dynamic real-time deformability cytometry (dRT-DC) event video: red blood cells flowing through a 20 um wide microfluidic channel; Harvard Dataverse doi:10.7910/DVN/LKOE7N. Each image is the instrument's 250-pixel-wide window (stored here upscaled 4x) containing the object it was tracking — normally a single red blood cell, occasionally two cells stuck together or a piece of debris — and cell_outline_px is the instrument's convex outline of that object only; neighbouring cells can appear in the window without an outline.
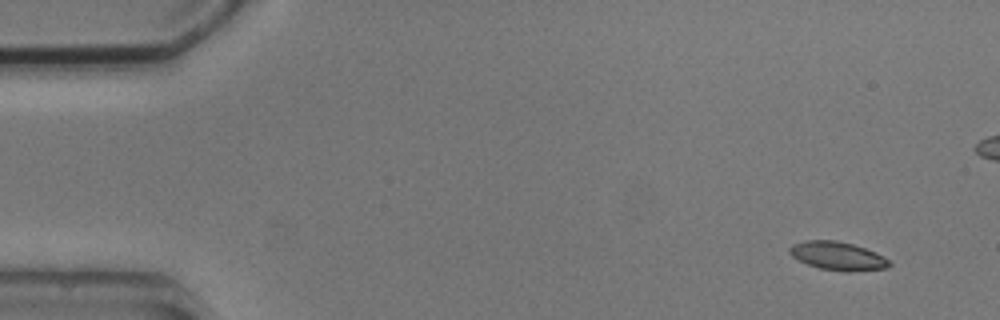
{"species": "common noctule bat (a hibernating species)", "species_latin": "Nyctalus noctula", "temperature_condition": "cold", "stored_images_in_passage": 8, "camera_frame_rate_fps": 3000, "um_per_image_px": 0.085, "animal": {"sex": "male", "body_mass_g": 20.5, "forearm_length_mm": 52.5}, "frame": {"image": 1, "passage_image": 1, "time_ms": 0.0, "image_size_px": [1000, 320], "cell_outline_px": [[892, 264], [888, 268], [848, 272], [820, 268], [808, 264], [792, 256], [788, 252], [788, 248], [792, 244], [808, 240], [836, 240], [852, 244], [864, 248], [888, 260]], "centroid_in_image_um": [71.17, 21.76], "position_along_channel_um": 13.8, "area_um2": 16.24}}